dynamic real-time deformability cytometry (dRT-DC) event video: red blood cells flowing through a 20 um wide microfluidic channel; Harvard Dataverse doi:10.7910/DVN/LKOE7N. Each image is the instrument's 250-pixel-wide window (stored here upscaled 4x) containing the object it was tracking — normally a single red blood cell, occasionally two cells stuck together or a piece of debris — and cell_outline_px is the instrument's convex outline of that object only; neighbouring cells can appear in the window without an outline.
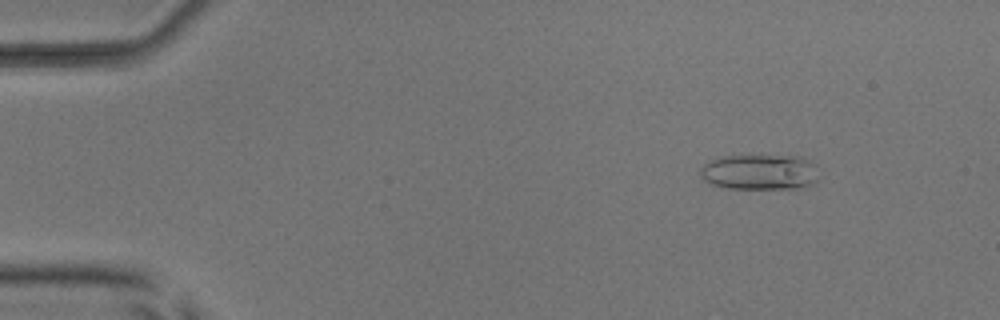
{"species": "common noctule bat (a hibernating species)", "species_latin": "Nyctalus noctula", "temperature_condition": "room temperature", "stored_images_in_passage": 49, "camera_frame_rate_fps": 3000, "um_per_image_px": 0.085, "animal": {"sex": "male", "body_mass_g": 17.9, "forearm_length_mm": 54.2}, "frame": {"image": 1, "passage_image": 1, "time_ms": 0.0, "image_size_px": [1000, 320], "cell_outline_px": [[816, 184], [796, 188], [728, 188], [712, 184], [704, 180], [700, 176], [700, 168], [708, 160], [720, 156], [800, 156], [808, 160], [812, 164], [816, 180]], "centroid_in_image_um": [64.5, 14.62], "position_along_channel_um": 20.5, "area_um2": 24.28}}
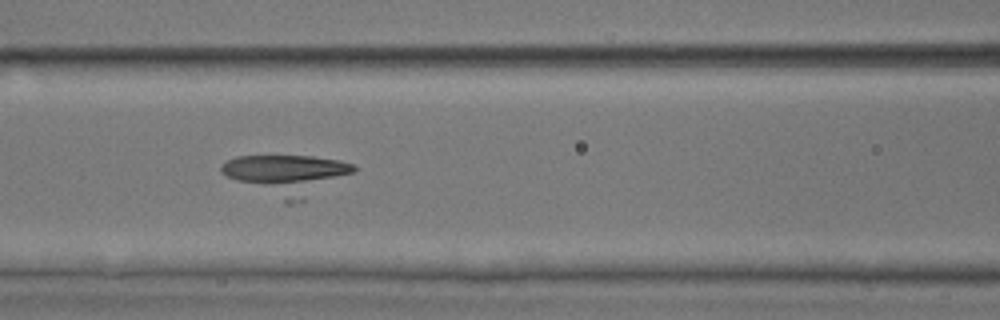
{"frame": {"image": 2, "passage_image": 18, "time_ms": 5.667, "image_size_px": [1000, 320], "cell_outline_px": [[356, 172], [304, 200], [292, 204], [284, 204], [220, 172], [220, 164], [236, 156], [312, 156], [340, 160], [352, 164], [356, 168]], "centroid_in_image_um": [24.41, 14.87], "position_along_channel_um": 142.2, "area_um2": 31.15}}
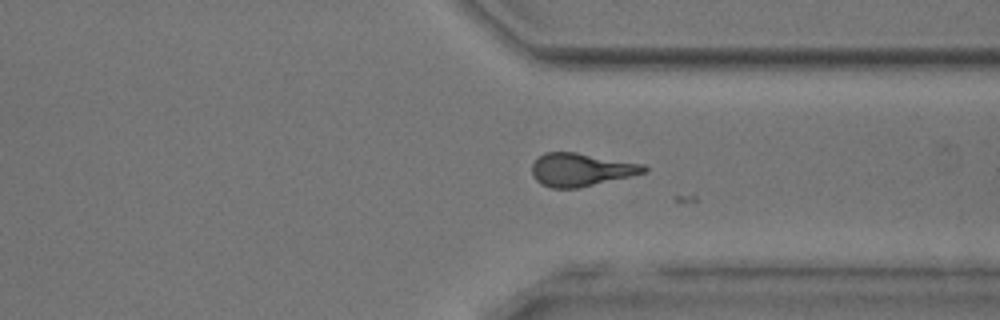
{"frame": {"image": 3, "passage_image": 35, "time_ms": 11.333, "image_size_px": [1000, 320], "cell_outline_px": [[648, 168], [644, 172], [632, 176], [580, 188], [552, 188], [540, 184], [532, 176], [532, 164], [544, 152], [576, 152], [644, 164]], "centroid_in_image_um": [49.38, 14.43], "position_along_channel_um": 362.0, "area_um2": 21.68}}